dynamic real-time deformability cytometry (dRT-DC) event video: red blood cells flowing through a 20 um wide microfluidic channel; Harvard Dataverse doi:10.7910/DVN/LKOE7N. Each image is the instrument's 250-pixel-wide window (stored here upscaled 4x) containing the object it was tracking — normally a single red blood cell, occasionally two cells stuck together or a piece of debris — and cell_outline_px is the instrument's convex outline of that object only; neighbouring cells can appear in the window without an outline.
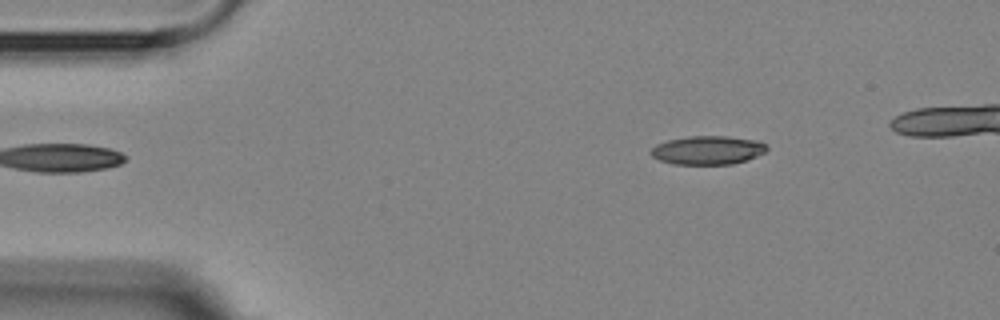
{"species": "Egyptian fruit bat (a non-hibernating species)", "species_latin": "Rousettus aegyptiacus", "temperature_condition": "room temperature", "stored_images_in_passage": 4, "camera_frame_rate_fps": 3000, "um_per_image_px": 0.085, "animal": {"sex": "female"}, "frame": {"image": 1, "passage_image": 4, "time_ms": 3.333, "image_size_px": [1000, 320], "cell_outline_px": [[768, 148], [764, 152], [756, 156], [732, 164], [672, 164], [660, 160], [652, 156], [648, 152], [656, 144], [668, 140], [688, 136], [724, 136], [756, 140], [768, 144]], "centroid_in_image_um": [60.13, 12.76], "position_along_channel_um": 24.9, "area_um2": 19.31}}